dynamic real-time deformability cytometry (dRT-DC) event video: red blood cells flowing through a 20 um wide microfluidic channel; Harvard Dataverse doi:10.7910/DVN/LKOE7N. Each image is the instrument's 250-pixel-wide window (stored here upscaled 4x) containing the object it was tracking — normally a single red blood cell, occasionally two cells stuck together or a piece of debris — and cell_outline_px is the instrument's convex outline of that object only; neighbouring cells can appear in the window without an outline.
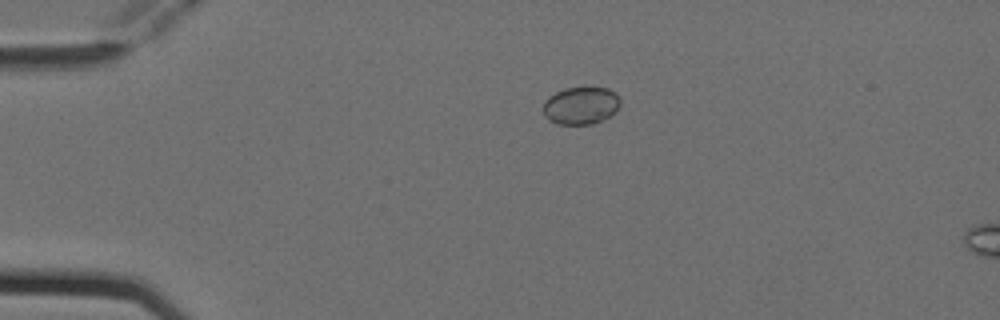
{"species": "Egyptian fruit bat (a non-hibernating species)", "species_latin": "Rousettus aegyptiacus", "temperature_condition": "cold", "stored_images_in_passage": 3, "camera_frame_rate_fps": 3000, "um_per_image_px": 0.085, "animal": {"sex": "female"}, "frame": {"image": 1, "passage_image": 1, "time_ms": 0.0, "image_size_px": [1000, 320], "cell_outline_px": [[620, 104], [616, 112], [592, 124], [556, 124], [548, 120], [544, 116], [544, 100], [548, 96], [564, 88], [584, 84], [588, 84], [608, 88], [620, 100]], "centroid_in_image_um": [49.35, 8.92], "position_along_channel_um": 35.7, "area_um2": 17.4}}